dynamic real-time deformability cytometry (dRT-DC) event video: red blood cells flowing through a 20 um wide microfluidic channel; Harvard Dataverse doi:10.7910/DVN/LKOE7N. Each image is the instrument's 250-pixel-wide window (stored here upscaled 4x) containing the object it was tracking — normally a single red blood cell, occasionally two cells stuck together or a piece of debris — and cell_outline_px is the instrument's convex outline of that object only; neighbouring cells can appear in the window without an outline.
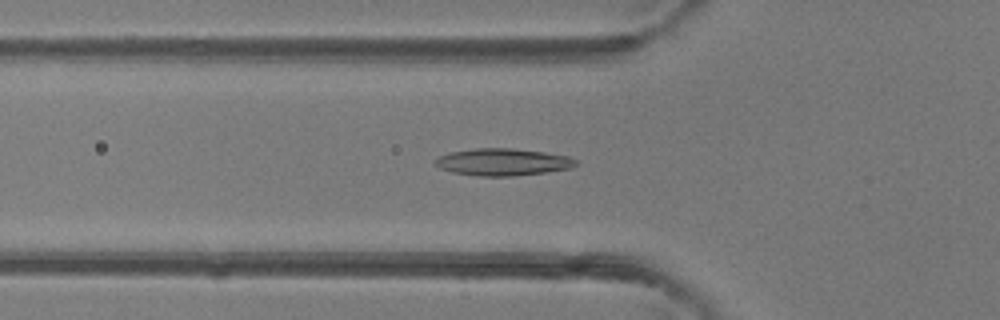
{"species": "common noctule bat (a hibernating species)", "species_latin": "Nyctalus noctula", "temperature_condition": "room temperature", "stored_images_in_passage": 39, "camera_frame_rate_fps": 3000, "um_per_image_px": 0.085, "animal": {"sex": "female"}, "frame": {"image": 1, "passage_image": 8, "time_ms": 2.333, "image_size_px": [1000, 320], "cell_outline_px": [[580, 160], [576, 164], [568, 168], [544, 172], [512, 176], [476, 176], [452, 172], [440, 168], [436, 164], [436, 160], [440, 156], [448, 152], [476, 148], [512, 148], [544, 152], [568, 156]], "centroid_in_image_um": [42.73, 13.76], "position_along_channel_um": 83.1, "area_um2": 22.08}}
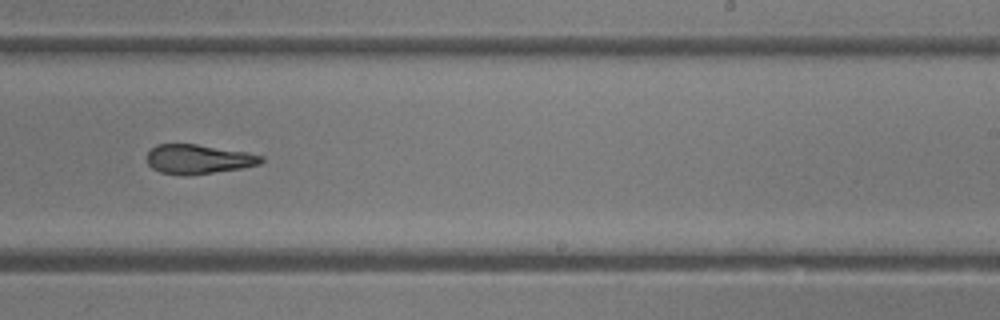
{"frame": {"image": 2, "passage_image": 21, "time_ms": 6.667, "image_size_px": [1000, 320], "cell_outline_px": [[264, 160], [260, 164], [240, 168], [188, 176], [184, 176], [160, 172], [152, 168], [148, 164], [148, 152], [156, 144], [196, 144], [244, 152], [264, 156]], "centroid_in_image_um": [16.84, 13.54], "position_along_channel_um": 272.2, "area_um2": 19.42}}
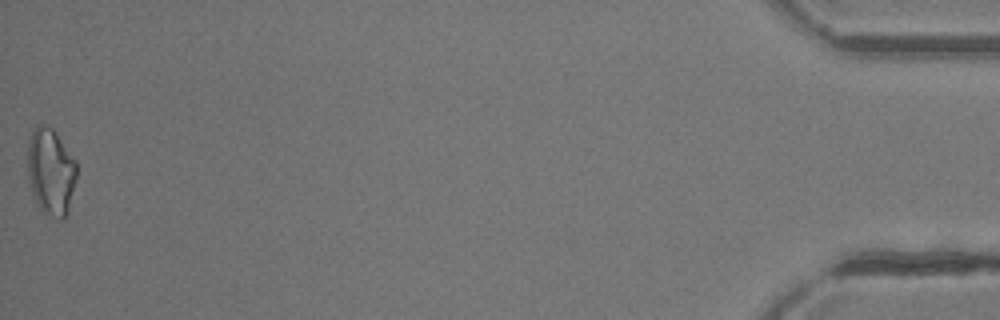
{"frame": {"image": 3, "passage_image": 39, "time_ms": 12.667, "image_size_px": [1000, 320], "cell_outline_px": [[76, 180], [68, 212], [64, 220], [56, 220], [44, 212], [40, 208], [32, 192], [28, 180], [28, 140], [36, 124], [48, 124], [56, 132], [76, 160]], "centroid_in_image_um": [4.33, 14.58], "position_along_channel_um": 430.9, "area_um2": 25.14}, "authors_computed_cell_mechanics": {"area_um2": 20.808, "velocity_mm_per_s": 4.3423, "shape_relaxation_time_tau1_ms": 9.3455, "shape_relaxation_time_tau2_ms": 2.6071, "deformation_change_tau1": 0.2364, "deformation_change_tau2": 0.1063}}